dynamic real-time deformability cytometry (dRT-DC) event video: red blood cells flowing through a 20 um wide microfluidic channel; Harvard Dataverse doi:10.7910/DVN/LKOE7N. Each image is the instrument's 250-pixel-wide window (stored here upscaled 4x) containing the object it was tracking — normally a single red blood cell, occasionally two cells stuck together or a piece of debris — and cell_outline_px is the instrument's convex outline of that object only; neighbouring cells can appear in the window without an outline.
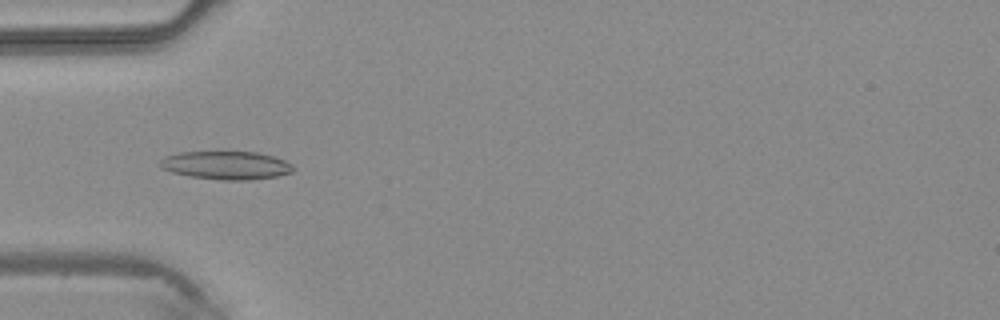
{"species": "common noctule bat (a hibernating species)", "species_latin": "Nyctalus noctula", "temperature_condition": "warm", "stored_images_in_passage": 27, "camera_frame_rate_fps": 3000, "um_per_image_px": 0.085, "animal": {"sex": "male", "body_mass_g": 20.4}, "frame": {"image": 1, "passage_image": 2, "time_ms": 0.333, "image_size_px": [1000, 320], "cell_outline_px": [[296, 168], [292, 172], [276, 176], [248, 180], [220, 180], [188, 176], [172, 172], [160, 168], [160, 160], [164, 156], [180, 152], [216, 148], [256, 152], [272, 156], [284, 160], [292, 164]], "centroid_in_image_um": [19.17, 13.99], "position_along_channel_um": 65.8, "area_um2": 23.06}}
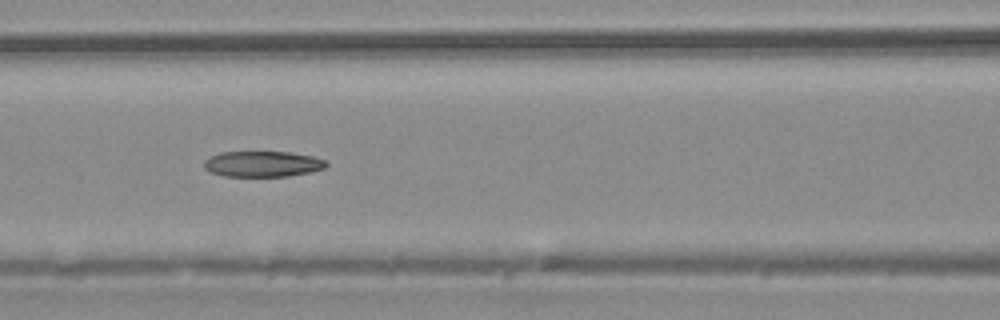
{"frame": {"image": 2, "passage_image": 7, "time_ms": 2.0, "image_size_px": [1000, 320], "cell_outline_px": [[328, 164], [324, 168], [308, 172], [288, 176], [224, 176], [212, 172], [204, 168], [204, 160], [220, 152], [288, 152], [312, 156], [324, 160]], "centroid_in_image_um": [22.3, 13.93], "position_along_channel_um": 144.3, "area_um2": 18.09}}
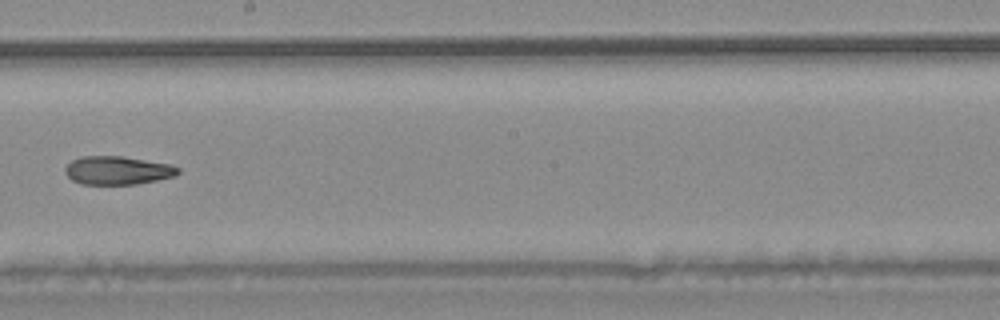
{"frame": {"image": 3, "passage_image": 13, "time_ms": 4.0, "image_size_px": [1000, 320], "cell_outline_px": [[180, 172], [176, 176], [136, 184], [80, 184], [72, 180], [64, 172], [64, 168], [72, 160], [80, 156], [124, 156], [172, 164], [180, 168]], "centroid_in_image_um": [10.01, 14.47], "position_along_channel_um": 238.2, "area_um2": 18.9}}